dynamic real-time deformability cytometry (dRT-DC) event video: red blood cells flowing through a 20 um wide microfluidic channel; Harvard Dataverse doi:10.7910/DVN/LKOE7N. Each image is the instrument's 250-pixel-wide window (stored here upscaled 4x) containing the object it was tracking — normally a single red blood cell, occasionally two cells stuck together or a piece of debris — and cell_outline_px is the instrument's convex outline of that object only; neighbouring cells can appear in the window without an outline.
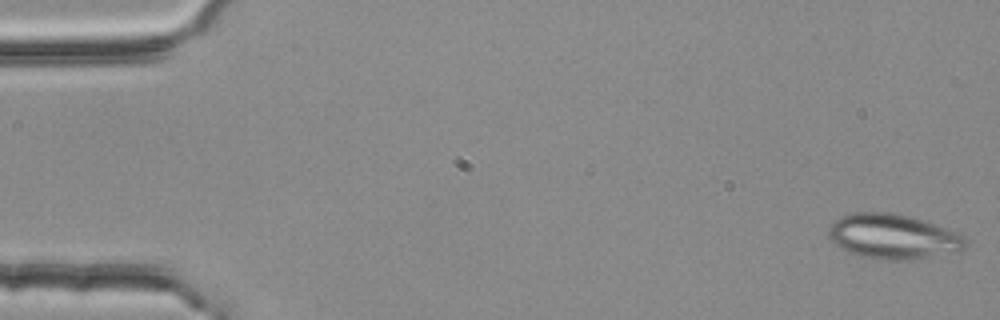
{"species": "common noctule bat (a hibernating species)", "species_latin": "Nyctalus noctula", "temperature_condition": "room temperature", "stored_images_in_passage": 5, "camera_frame_rate_fps": 3000, "um_per_image_px": 0.085, "animal": {"sex": "female", "body_mass_g": 25.1}, "frame": {"image": 1, "passage_image": 1, "time_ms": 0.0, "image_size_px": [1000, 320], "cell_outline_px": [[968, 244], [960, 252], [908, 260], [884, 260], [860, 256], [848, 252], [840, 248], [828, 236], [828, 228], [840, 216], [856, 212], [888, 212], [908, 216], [944, 228], [964, 236]], "centroid_in_image_um": [75.9, 20.12], "position_along_channel_um": 9.1, "area_um2": 35.66}}